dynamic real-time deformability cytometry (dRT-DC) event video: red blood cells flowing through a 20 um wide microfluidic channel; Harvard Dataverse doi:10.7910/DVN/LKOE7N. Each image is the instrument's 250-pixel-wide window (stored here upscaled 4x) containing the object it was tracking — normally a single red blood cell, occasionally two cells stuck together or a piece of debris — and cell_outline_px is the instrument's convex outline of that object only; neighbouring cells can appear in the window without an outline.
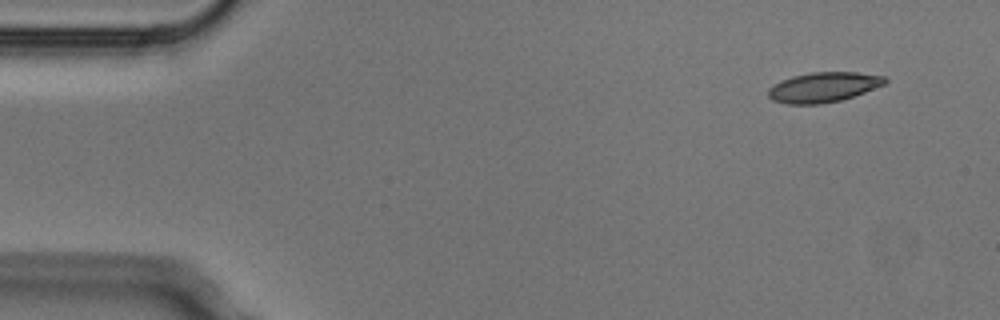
{"species": "Egyptian fruit bat (a non-hibernating species)", "species_latin": "Rousettus aegyptiacus", "temperature_condition": "cold", "stored_images_in_passage": 4, "camera_frame_rate_fps": 3000, "um_per_image_px": 0.085, "animal": {"sex": "male"}, "frame": {"image": 1, "passage_image": 1, "time_ms": 0.0, "image_size_px": [1000, 320], "cell_outline_px": [[888, 80], [884, 84], [864, 92], [840, 100], [820, 104], [788, 104], [772, 100], [768, 96], [768, 88], [772, 84], [792, 76], [812, 72], [856, 72], [884, 76]], "centroid_in_image_um": [69.95, 7.41], "position_along_channel_um": 15.1, "area_um2": 20.29}}
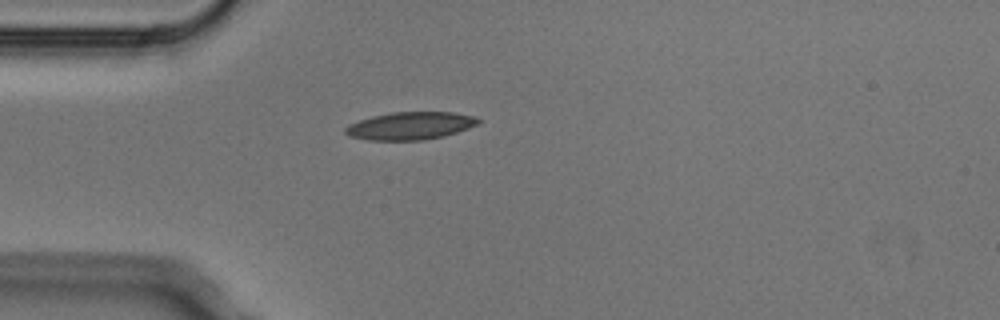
{"frame": {"image": 2, "passage_image": 3, "time_ms": 0.667, "image_size_px": [1000, 320], "cell_outline_px": [[480, 120], [476, 124], [468, 128], [444, 136], [424, 140], [368, 140], [348, 136], [344, 132], [344, 128], [348, 124], [372, 116], [392, 112], [452, 112], [476, 116]], "centroid_in_image_um": [34.84, 10.69], "position_along_channel_um": 50.2, "area_um2": 21.44}}